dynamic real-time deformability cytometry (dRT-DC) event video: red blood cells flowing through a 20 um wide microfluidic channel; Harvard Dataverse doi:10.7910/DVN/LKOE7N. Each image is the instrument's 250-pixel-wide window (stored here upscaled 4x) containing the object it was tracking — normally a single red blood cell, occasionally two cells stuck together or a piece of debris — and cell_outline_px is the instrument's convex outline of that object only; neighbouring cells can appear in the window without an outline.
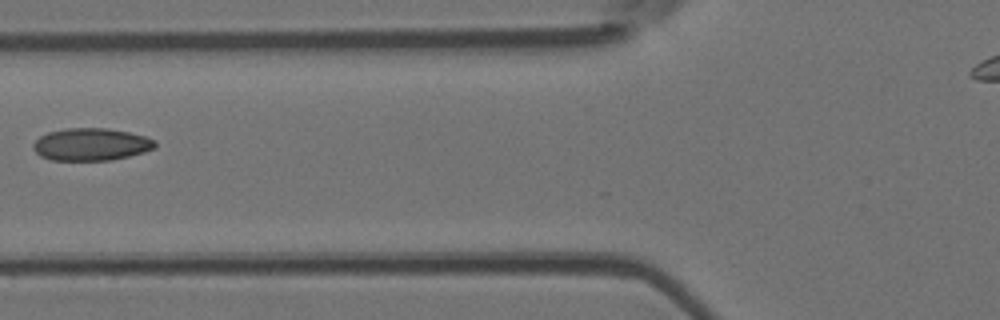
{"species": "Egyptian fruit bat (a non-hibernating species)", "species_latin": "Rousettus aegyptiacus", "temperature_condition": "room temperature", "stored_images_in_passage": 3, "camera_frame_rate_fps": 3000, "um_per_image_px": 0.085, "animal": {"sex": "female"}, "frame": {"image": 1, "passage_image": 3, "time_ms": 3.0, "image_size_px": [1000, 320], "cell_outline_px": [[156, 144], [152, 148], [144, 152], [112, 160], [52, 160], [40, 156], [32, 148], [32, 144], [40, 136], [48, 132], [68, 128], [108, 128], [128, 132], [144, 136], [156, 140]], "centroid_in_image_um": [7.72, 12.27], "position_along_channel_um": 118.1, "area_um2": 22.95}}